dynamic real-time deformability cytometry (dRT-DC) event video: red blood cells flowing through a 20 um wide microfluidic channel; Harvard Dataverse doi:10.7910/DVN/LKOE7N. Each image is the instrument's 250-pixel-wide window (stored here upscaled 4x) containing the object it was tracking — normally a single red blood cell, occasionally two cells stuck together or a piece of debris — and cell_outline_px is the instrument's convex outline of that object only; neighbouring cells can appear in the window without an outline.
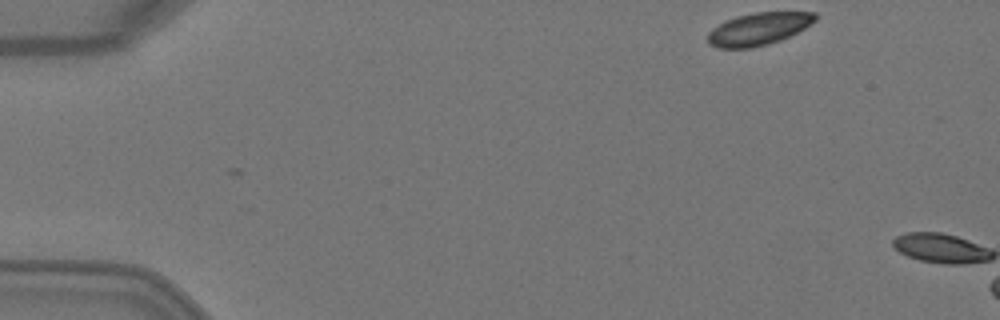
{"species": "Egyptian fruit bat (a non-hibernating species)", "species_latin": "Rousettus aegyptiacus", "temperature_condition": "warm", "stored_images_in_passage": 2, "camera_frame_rate_fps": 3000, "um_per_image_px": 0.085, "animal": {"sex": "female"}, "frame": {"image": 1, "passage_image": 1, "time_ms": 0.0, "image_size_px": [1000, 320], "cell_outline_px": [[816, 20], [804, 28], [780, 40], [768, 44], [752, 48], [716, 48], [708, 44], [708, 32], [712, 28], [736, 16], [756, 12], [816, 12]], "centroid_in_image_um": [64.45, 2.46], "position_along_channel_um": 20.5, "area_um2": 20.17}}